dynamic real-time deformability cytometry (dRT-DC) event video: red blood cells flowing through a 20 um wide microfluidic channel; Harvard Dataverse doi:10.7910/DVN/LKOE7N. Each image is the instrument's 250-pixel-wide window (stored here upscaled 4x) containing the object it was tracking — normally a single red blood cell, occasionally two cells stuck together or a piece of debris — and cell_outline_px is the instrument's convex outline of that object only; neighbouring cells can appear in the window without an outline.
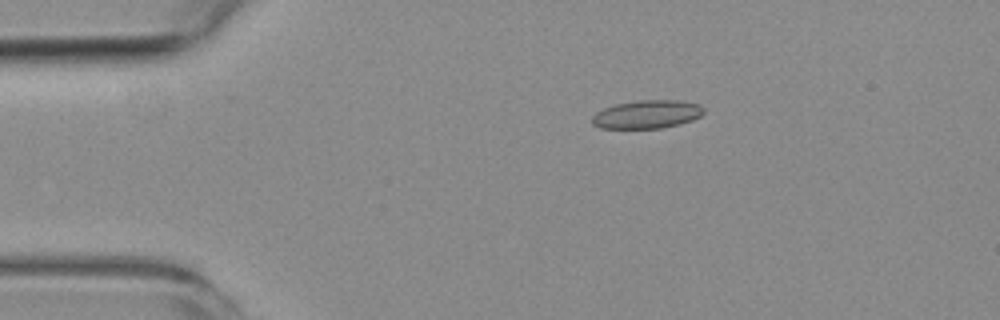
{"species": "common noctule bat (a hibernating species)", "species_latin": "Nyctalus noctula", "temperature_condition": "room temperature", "stored_images_in_passage": 5, "camera_frame_rate_fps": 3000, "um_per_image_px": 0.085, "animal": {"sex": "female", "body_mass_g": 19.3, "forearm_length_mm": 54.1}, "frame": {"image": 1, "passage_image": 1, "time_ms": 0.0, "image_size_px": [1000, 320], "cell_outline_px": [[704, 112], [700, 116], [692, 120], [660, 128], [600, 128], [592, 124], [592, 116], [596, 112], [604, 108], [616, 104], [640, 100], [680, 100], [700, 104], [704, 108]], "centroid_in_image_um": [54.99, 9.71], "position_along_channel_um": 30.0, "area_um2": 18.32}}
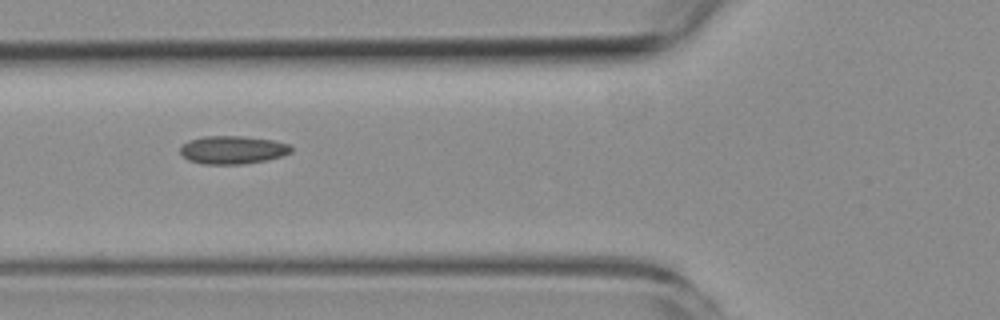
{"frame": {"image": 2, "passage_image": 4, "time_ms": 3.333, "image_size_px": [1000, 320], "cell_outline_px": [[292, 152], [268, 160], [244, 164], [204, 164], [188, 160], [180, 152], [180, 148], [188, 140], [204, 136], [244, 136], [272, 140], [288, 144], [292, 148]], "centroid_in_image_um": [19.77, 12.74], "position_along_channel_um": 106.0, "area_um2": 18.15}}
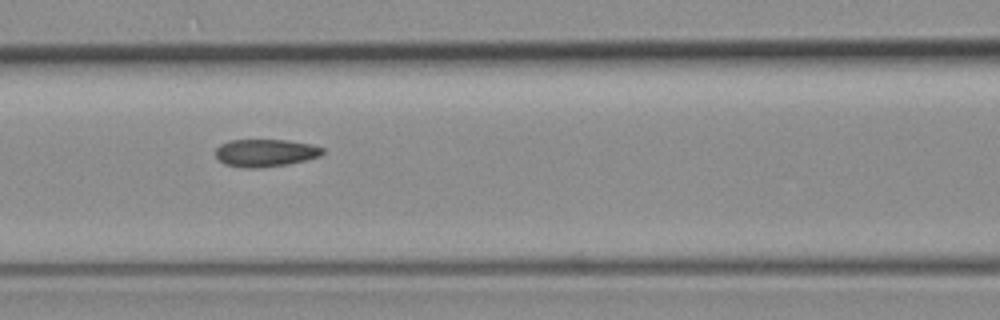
{"frame": {"image": 3, "passage_image": 5, "time_ms": 4.333, "image_size_px": [1000, 320], "cell_outline_px": [[324, 152], [320, 156], [288, 164], [256, 168], [244, 168], [224, 164], [216, 156], [216, 148], [220, 144], [228, 140], [288, 140], [312, 144], [324, 148]], "centroid_in_image_um": [22.55, 12.99], "position_along_channel_um": 144.0, "area_um2": 17.22}}